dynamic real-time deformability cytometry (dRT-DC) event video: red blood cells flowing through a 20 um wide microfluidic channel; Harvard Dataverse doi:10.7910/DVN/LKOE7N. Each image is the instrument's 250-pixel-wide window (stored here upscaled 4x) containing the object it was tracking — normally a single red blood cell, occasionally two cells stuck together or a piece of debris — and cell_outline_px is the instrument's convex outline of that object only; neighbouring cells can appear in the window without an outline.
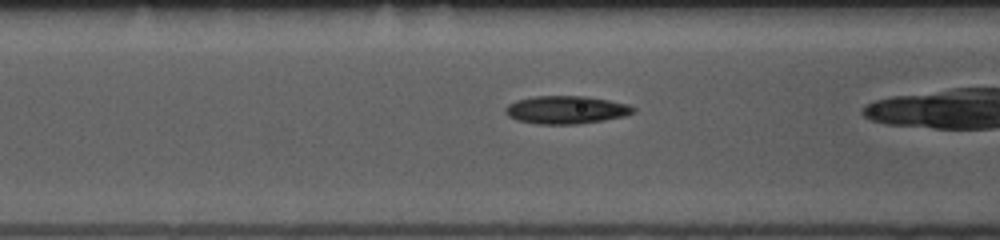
{"species": "common noctule bat (a hibernating species)", "species_latin": "Nyctalus noctula", "temperature_condition": "room temperature", "stored_images_in_passage": 26, "camera_frame_rate_fps": 3000, "um_per_image_px": 0.085, "animal": {"sex": "female", "body_mass_g": 10.0, "forearm_length_mm": 53.1}, "frame": {"image": 1, "passage_image": 5, "time_ms": 1.333, "image_size_px": [1000, 240], "cell_outline_px": [[636, 112], [624, 116], [604, 120], [576, 124], [536, 124], [516, 120], [508, 116], [504, 112], [504, 108], [508, 104], [516, 100], [536, 96], [584, 96], [608, 100], [628, 104], [636, 108]], "centroid_in_image_um": [48.1, 9.34], "position_along_channel_um": 118.5, "area_um2": 20.92}}
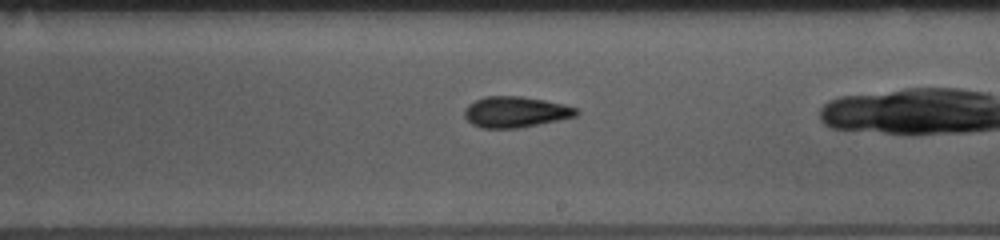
{"frame": {"image": 2, "passage_image": 15, "time_ms": 4.667, "image_size_px": [1000, 240], "cell_outline_px": [[580, 112], [576, 116], [520, 128], [480, 128], [472, 124], [464, 116], [464, 108], [468, 104], [484, 96], [520, 96], [544, 100], [564, 104], [576, 108]], "centroid_in_image_um": [43.79, 9.52], "position_along_channel_um": 245.2, "area_um2": 20.17}}
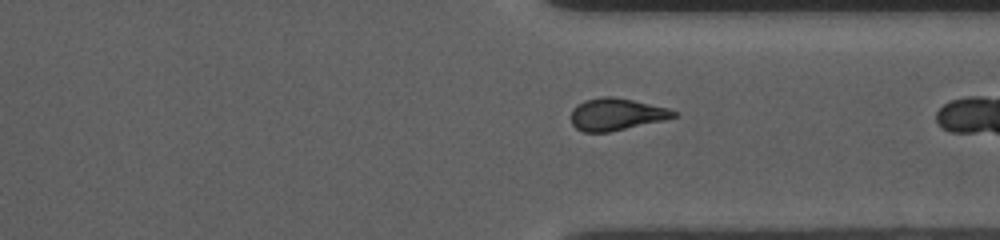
{"frame": {"image": 3, "passage_image": 24, "time_ms": 7.667, "image_size_px": [1000, 240], "cell_outline_px": [[680, 116], [664, 120], [608, 132], [584, 132], [576, 128], [572, 124], [572, 108], [576, 104], [584, 100], [600, 96], [612, 96], [632, 100], [668, 108], [680, 112]], "centroid_in_image_um": [52.41, 9.7], "position_along_channel_um": 359.0, "area_um2": 19.31}}